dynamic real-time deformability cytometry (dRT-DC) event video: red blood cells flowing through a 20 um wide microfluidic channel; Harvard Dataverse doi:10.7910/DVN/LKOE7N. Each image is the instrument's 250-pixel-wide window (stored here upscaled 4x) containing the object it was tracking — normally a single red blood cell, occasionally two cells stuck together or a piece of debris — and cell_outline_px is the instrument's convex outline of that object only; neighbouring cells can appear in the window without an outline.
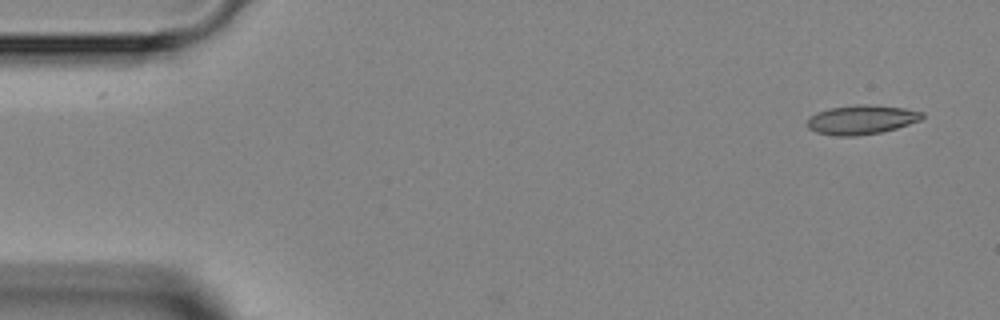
{"species": "Egyptian fruit bat (a non-hibernating species)", "species_latin": "Rousettus aegyptiacus", "temperature_condition": "room temperature", "stored_images_in_passage": 3, "camera_frame_rate_fps": 3000, "um_per_image_px": 0.085, "animal": {"sex": "female"}, "frame": {"image": 1, "passage_image": 1, "time_ms": 0.0, "image_size_px": [1000, 320], "cell_outline_px": [[924, 116], [920, 120], [896, 128], [880, 132], [856, 136], [836, 136], [816, 132], [808, 128], [808, 120], [816, 112], [828, 108], [856, 104], [868, 104], [904, 108], [924, 112]], "centroid_in_image_um": [73.22, 10.16], "position_along_channel_um": 11.8, "area_um2": 19.54}}
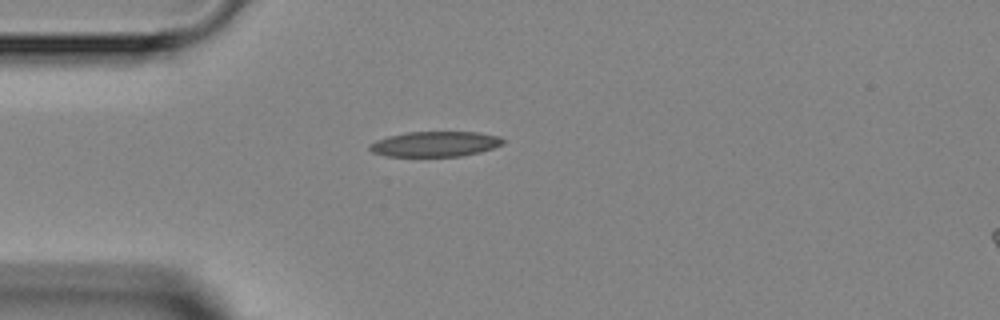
{"frame": {"image": 2, "passage_image": 3, "time_ms": 3.333, "image_size_px": [1000, 320], "cell_outline_px": [[504, 144], [480, 152], [460, 156], [384, 156], [372, 152], [368, 148], [368, 144], [376, 140], [388, 136], [408, 132], [476, 132], [500, 136], [504, 140]], "centroid_in_image_um": [36.96, 12.24], "position_along_channel_um": 48.0, "area_um2": 19.65}}